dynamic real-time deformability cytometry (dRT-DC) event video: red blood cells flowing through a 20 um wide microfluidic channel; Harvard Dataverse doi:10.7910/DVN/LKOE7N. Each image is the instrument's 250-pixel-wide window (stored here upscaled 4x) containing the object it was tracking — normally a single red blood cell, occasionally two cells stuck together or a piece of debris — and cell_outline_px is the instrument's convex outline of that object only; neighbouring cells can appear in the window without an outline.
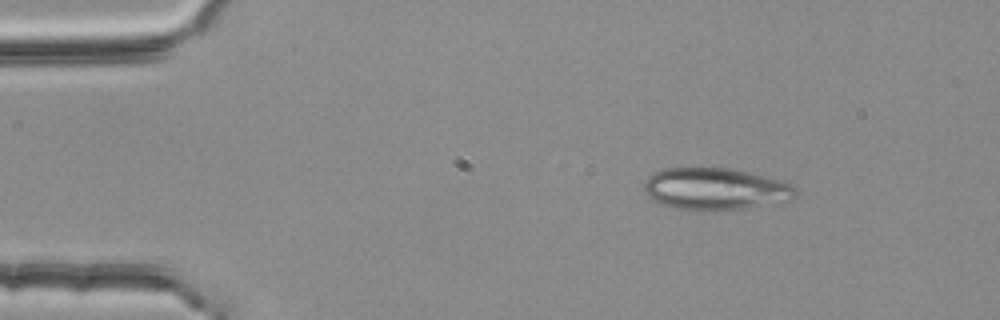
{"species": "common noctule bat (a hibernating species)", "species_latin": "Nyctalus noctula", "temperature_condition": "room temperature", "stored_images_in_passage": 51, "camera_frame_rate_fps": 3000, "um_per_image_px": 0.085, "animal": {"sex": "female", "body_mass_g": 25.1}, "frame": {"image": 1, "passage_image": 5, "time_ms": 1.333, "image_size_px": [1000, 320], "cell_outline_px": [[796, 196], [792, 200], [784, 204], [712, 212], [672, 208], [652, 200], [644, 192], [644, 184], [648, 176], [664, 168], [728, 168], [780, 180], [792, 184], [796, 188]], "centroid_in_image_um": [60.85, 16.1], "position_along_channel_um": 24.1, "area_um2": 37.8}}
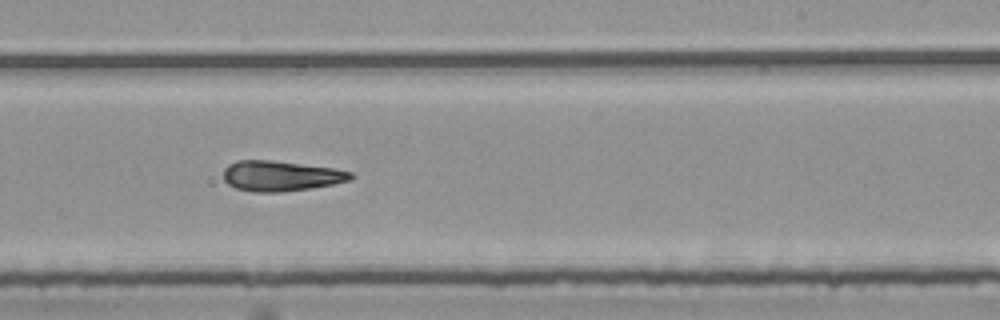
{"frame": {"image": 2, "passage_image": 30, "time_ms": 9.667, "image_size_px": [1000, 320], "cell_outline_px": [[356, 176], [352, 180], [312, 188], [280, 192], [252, 192], [236, 188], [228, 184], [224, 180], [224, 168], [228, 164], [236, 160], [272, 160], [332, 168], [352, 172]], "centroid_in_image_um": [23.87, 14.95], "position_along_channel_um": 265.1, "area_um2": 22.6}}
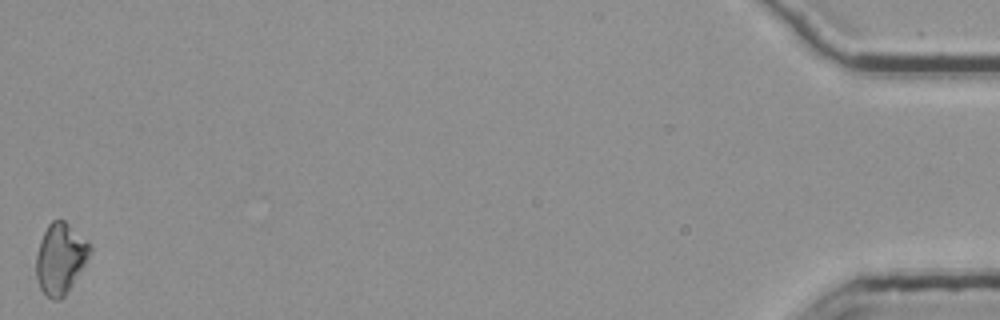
{"frame": {"image": 3, "passage_image": 51, "time_ms": 16.667, "image_size_px": [1000, 320], "cell_outline_px": [[92, 252], [68, 292], [60, 300], [52, 300], [40, 288], [36, 276], [36, 256], [40, 240], [48, 224], [52, 220], [64, 220], [88, 240], [92, 244]], "centroid_in_image_um": [5.15, 21.96], "position_along_channel_um": 430.0, "area_um2": 22.31}}